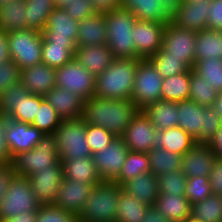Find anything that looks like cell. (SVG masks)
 <instances>
[{"instance_id": "1", "label": "cell", "mask_w": 222, "mask_h": 222, "mask_svg": "<svg viewBox=\"0 0 222 222\" xmlns=\"http://www.w3.org/2000/svg\"><path fill=\"white\" fill-rule=\"evenodd\" d=\"M138 111L132 100L93 96L83 102L81 119L86 124L103 127L114 136L121 137Z\"/></svg>"}, {"instance_id": "2", "label": "cell", "mask_w": 222, "mask_h": 222, "mask_svg": "<svg viewBox=\"0 0 222 222\" xmlns=\"http://www.w3.org/2000/svg\"><path fill=\"white\" fill-rule=\"evenodd\" d=\"M141 58H115L111 65L96 76L95 95L103 99L131 100L135 73Z\"/></svg>"}, {"instance_id": "3", "label": "cell", "mask_w": 222, "mask_h": 222, "mask_svg": "<svg viewBox=\"0 0 222 222\" xmlns=\"http://www.w3.org/2000/svg\"><path fill=\"white\" fill-rule=\"evenodd\" d=\"M122 186L116 182L102 181L91 189L78 222H116Z\"/></svg>"}, {"instance_id": "4", "label": "cell", "mask_w": 222, "mask_h": 222, "mask_svg": "<svg viewBox=\"0 0 222 222\" xmlns=\"http://www.w3.org/2000/svg\"><path fill=\"white\" fill-rule=\"evenodd\" d=\"M136 17L124 7L105 14L107 46L114 58L135 59V44L132 36Z\"/></svg>"}, {"instance_id": "5", "label": "cell", "mask_w": 222, "mask_h": 222, "mask_svg": "<svg viewBox=\"0 0 222 222\" xmlns=\"http://www.w3.org/2000/svg\"><path fill=\"white\" fill-rule=\"evenodd\" d=\"M59 161L55 136L45 134L36 147L14 155L10 166L15 175L29 177Z\"/></svg>"}, {"instance_id": "6", "label": "cell", "mask_w": 222, "mask_h": 222, "mask_svg": "<svg viewBox=\"0 0 222 222\" xmlns=\"http://www.w3.org/2000/svg\"><path fill=\"white\" fill-rule=\"evenodd\" d=\"M53 135L60 161L92 156L86 137V123L81 118L63 119Z\"/></svg>"}, {"instance_id": "7", "label": "cell", "mask_w": 222, "mask_h": 222, "mask_svg": "<svg viewBox=\"0 0 222 222\" xmlns=\"http://www.w3.org/2000/svg\"><path fill=\"white\" fill-rule=\"evenodd\" d=\"M10 60L20 70L42 63V32L33 29H22L6 33Z\"/></svg>"}, {"instance_id": "8", "label": "cell", "mask_w": 222, "mask_h": 222, "mask_svg": "<svg viewBox=\"0 0 222 222\" xmlns=\"http://www.w3.org/2000/svg\"><path fill=\"white\" fill-rule=\"evenodd\" d=\"M40 207L41 204L34 195L28 177L14 174L0 203V222H5L18 213L39 211Z\"/></svg>"}, {"instance_id": "9", "label": "cell", "mask_w": 222, "mask_h": 222, "mask_svg": "<svg viewBox=\"0 0 222 222\" xmlns=\"http://www.w3.org/2000/svg\"><path fill=\"white\" fill-rule=\"evenodd\" d=\"M163 79L148 59H141L138 62L131 100L139 110L161 100Z\"/></svg>"}, {"instance_id": "10", "label": "cell", "mask_w": 222, "mask_h": 222, "mask_svg": "<svg viewBox=\"0 0 222 222\" xmlns=\"http://www.w3.org/2000/svg\"><path fill=\"white\" fill-rule=\"evenodd\" d=\"M96 76L75 58L56 69V86L77 94L84 101L95 95Z\"/></svg>"}, {"instance_id": "11", "label": "cell", "mask_w": 222, "mask_h": 222, "mask_svg": "<svg viewBox=\"0 0 222 222\" xmlns=\"http://www.w3.org/2000/svg\"><path fill=\"white\" fill-rule=\"evenodd\" d=\"M196 35V31L179 28L170 21L165 26L160 50L168 57L183 58L193 68Z\"/></svg>"}, {"instance_id": "12", "label": "cell", "mask_w": 222, "mask_h": 222, "mask_svg": "<svg viewBox=\"0 0 222 222\" xmlns=\"http://www.w3.org/2000/svg\"><path fill=\"white\" fill-rule=\"evenodd\" d=\"M129 150L121 137H115L105 149L92 155L102 181L114 182L119 176Z\"/></svg>"}, {"instance_id": "13", "label": "cell", "mask_w": 222, "mask_h": 222, "mask_svg": "<svg viewBox=\"0 0 222 222\" xmlns=\"http://www.w3.org/2000/svg\"><path fill=\"white\" fill-rule=\"evenodd\" d=\"M79 21L72 19L64 8L56 7L49 15L42 31L43 42L76 45Z\"/></svg>"}, {"instance_id": "14", "label": "cell", "mask_w": 222, "mask_h": 222, "mask_svg": "<svg viewBox=\"0 0 222 222\" xmlns=\"http://www.w3.org/2000/svg\"><path fill=\"white\" fill-rule=\"evenodd\" d=\"M157 129L139 110L121 136L129 151L148 153L155 147Z\"/></svg>"}, {"instance_id": "15", "label": "cell", "mask_w": 222, "mask_h": 222, "mask_svg": "<svg viewBox=\"0 0 222 222\" xmlns=\"http://www.w3.org/2000/svg\"><path fill=\"white\" fill-rule=\"evenodd\" d=\"M210 0L180 1L171 10V22L179 28L202 31L207 29Z\"/></svg>"}, {"instance_id": "16", "label": "cell", "mask_w": 222, "mask_h": 222, "mask_svg": "<svg viewBox=\"0 0 222 222\" xmlns=\"http://www.w3.org/2000/svg\"><path fill=\"white\" fill-rule=\"evenodd\" d=\"M166 24L136 20L132 36L135 44V58L148 59L162 47Z\"/></svg>"}, {"instance_id": "17", "label": "cell", "mask_w": 222, "mask_h": 222, "mask_svg": "<svg viewBox=\"0 0 222 222\" xmlns=\"http://www.w3.org/2000/svg\"><path fill=\"white\" fill-rule=\"evenodd\" d=\"M4 135L10 155L13 157L18 153L29 151L36 147L45 134L29 123L5 117Z\"/></svg>"}, {"instance_id": "18", "label": "cell", "mask_w": 222, "mask_h": 222, "mask_svg": "<svg viewBox=\"0 0 222 222\" xmlns=\"http://www.w3.org/2000/svg\"><path fill=\"white\" fill-rule=\"evenodd\" d=\"M62 163L51 165L28 177L34 195L41 205H53L63 180Z\"/></svg>"}, {"instance_id": "19", "label": "cell", "mask_w": 222, "mask_h": 222, "mask_svg": "<svg viewBox=\"0 0 222 222\" xmlns=\"http://www.w3.org/2000/svg\"><path fill=\"white\" fill-rule=\"evenodd\" d=\"M217 157L209 143H195L182 155L181 171L187 178L209 177Z\"/></svg>"}, {"instance_id": "20", "label": "cell", "mask_w": 222, "mask_h": 222, "mask_svg": "<svg viewBox=\"0 0 222 222\" xmlns=\"http://www.w3.org/2000/svg\"><path fill=\"white\" fill-rule=\"evenodd\" d=\"M96 185L98 184H85L63 178L53 205L78 216L90 196L91 189Z\"/></svg>"}, {"instance_id": "21", "label": "cell", "mask_w": 222, "mask_h": 222, "mask_svg": "<svg viewBox=\"0 0 222 222\" xmlns=\"http://www.w3.org/2000/svg\"><path fill=\"white\" fill-rule=\"evenodd\" d=\"M178 116V127L194 138L197 143H205L206 115L204 114V106L190 99L179 101Z\"/></svg>"}, {"instance_id": "22", "label": "cell", "mask_w": 222, "mask_h": 222, "mask_svg": "<svg viewBox=\"0 0 222 222\" xmlns=\"http://www.w3.org/2000/svg\"><path fill=\"white\" fill-rule=\"evenodd\" d=\"M20 81L29 93L45 96L56 87V69L43 63L34 65L20 70Z\"/></svg>"}, {"instance_id": "23", "label": "cell", "mask_w": 222, "mask_h": 222, "mask_svg": "<svg viewBox=\"0 0 222 222\" xmlns=\"http://www.w3.org/2000/svg\"><path fill=\"white\" fill-rule=\"evenodd\" d=\"M44 99L62 119L81 118L84 100L77 94L56 86L44 96Z\"/></svg>"}, {"instance_id": "24", "label": "cell", "mask_w": 222, "mask_h": 222, "mask_svg": "<svg viewBox=\"0 0 222 222\" xmlns=\"http://www.w3.org/2000/svg\"><path fill=\"white\" fill-rule=\"evenodd\" d=\"M74 58L95 76L107 69L115 59L107 45L76 46Z\"/></svg>"}, {"instance_id": "25", "label": "cell", "mask_w": 222, "mask_h": 222, "mask_svg": "<svg viewBox=\"0 0 222 222\" xmlns=\"http://www.w3.org/2000/svg\"><path fill=\"white\" fill-rule=\"evenodd\" d=\"M122 7L129 9L137 20L168 24L171 9L161 0H121Z\"/></svg>"}, {"instance_id": "26", "label": "cell", "mask_w": 222, "mask_h": 222, "mask_svg": "<svg viewBox=\"0 0 222 222\" xmlns=\"http://www.w3.org/2000/svg\"><path fill=\"white\" fill-rule=\"evenodd\" d=\"M107 44L105 14L95 13L79 21L76 46H100Z\"/></svg>"}, {"instance_id": "27", "label": "cell", "mask_w": 222, "mask_h": 222, "mask_svg": "<svg viewBox=\"0 0 222 222\" xmlns=\"http://www.w3.org/2000/svg\"><path fill=\"white\" fill-rule=\"evenodd\" d=\"M121 186L123 191L148 206H154L159 195L158 177L152 172L135 176Z\"/></svg>"}, {"instance_id": "28", "label": "cell", "mask_w": 222, "mask_h": 222, "mask_svg": "<svg viewBox=\"0 0 222 222\" xmlns=\"http://www.w3.org/2000/svg\"><path fill=\"white\" fill-rule=\"evenodd\" d=\"M157 130L178 127V102L158 100L142 109Z\"/></svg>"}, {"instance_id": "29", "label": "cell", "mask_w": 222, "mask_h": 222, "mask_svg": "<svg viewBox=\"0 0 222 222\" xmlns=\"http://www.w3.org/2000/svg\"><path fill=\"white\" fill-rule=\"evenodd\" d=\"M60 162L62 163L64 179L85 184H99L102 182L92 156Z\"/></svg>"}, {"instance_id": "30", "label": "cell", "mask_w": 222, "mask_h": 222, "mask_svg": "<svg viewBox=\"0 0 222 222\" xmlns=\"http://www.w3.org/2000/svg\"><path fill=\"white\" fill-rule=\"evenodd\" d=\"M22 29H27L25 0L0 3V31L9 33Z\"/></svg>"}, {"instance_id": "31", "label": "cell", "mask_w": 222, "mask_h": 222, "mask_svg": "<svg viewBox=\"0 0 222 222\" xmlns=\"http://www.w3.org/2000/svg\"><path fill=\"white\" fill-rule=\"evenodd\" d=\"M154 206L171 222H183L191 217V203L185 195L159 194Z\"/></svg>"}, {"instance_id": "32", "label": "cell", "mask_w": 222, "mask_h": 222, "mask_svg": "<svg viewBox=\"0 0 222 222\" xmlns=\"http://www.w3.org/2000/svg\"><path fill=\"white\" fill-rule=\"evenodd\" d=\"M195 143V139L180 127L157 130L155 139V147L175 152L181 156Z\"/></svg>"}, {"instance_id": "33", "label": "cell", "mask_w": 222, "mask_h": 222, "mask_svg": "<svg viewBox=\"0 0 222 222\" xmlns=\"http://www.w3.org/2000/svg\"><path fill=\"white\" fill-rule=\"evenodd\" d=\"M204 59H222V31L205 29L197 32L195 62Z\"/></svg>"}, {"instance_id": "34", "label": "cell", "mask_w": 222, "mask_h": 222, "mask_svg": "<svg viewBox=\"0 0 222 222\" xmlns=\"http://www.w3.org/2000/svg\"><path fill=\"white\" fill-rule=\"evenodd\" d=\"M149 168L156 177L181 170L182 156L160 147H154L148 152Z\"/></svg>"}, {"instance_id": "35", "label": "cell", "mask_w": 222, "mask_h": 222, "mask_svg": "<svg viewBox=\"0 0 222 222\" xmlns=\"http://www.w3.org/2000/svg\"><path fill=\"white\" fill-rule=\"evenodd\" d=\"M190 70L163 79L161 100L179 102L189 99Z\"/></svg>"}, {"instance_id": "36", "label": "cell", "mask_w": 222, "mask_h": 222, "mask_svg": "<svg viewBox=\"0 0 222 222\" xmlns=\"http://www.w3.org/2000/svg\"><path fill=\"white\" fill-rule=\"evenodd\" d=\"M148 208V205L122 191L117 206L116 222H141Z\"/></svg>"}, {"instance_id": "37", "label": "cell", "mask_w": 222, "mask_h": 222, "mask_svg": "<svg viewBox=\"0 0 222 222\" xmlns=\"http://www.w3.org/2000/svg\"><path fill=\"white\" fill-rule=\"evenodd\" d=\"M191 217L203 222H222V197L212 194L191 204Z\"/></svg>"}, {"instance_id": "38", "label": "cell", "mask_w": 222, "mask_h": 222, "mask_svg": "<svg viewBox=\"0 0 222 222\" xmlns=\"http://www.w3.org/2000/svg\"><path fill=\"white\" fill-rule=\"evenodd\" d=\"M76 45L42 44V63L54 69L60 68L74 58Z\"/></svg>"}, {"instance_id": "39", "label": "cell", "mask_w": 222, "mask_h": 222, "mask_svg": "<svg viewBox=\"0 0 222 222\" xmlns=\"http://www.w3.org/2000/svg\"><path fill=\"white\" fill-rule=\"evenodd\" d=\"M149 163L148 153L129 151L121 168L120 176L114 182L121 186L135 176L149 173Z\"/></svg>"}, {"instance_id": "40", "label": "cell", "mask_w": 222, "mask_h": 222, "mask_svg": "<svg viewBox=\"0 0 222 222\" xmlns=\"http://www.w3.org/2000/svg\"><path fill=\"white\" fill-rule=\"evenodd\" d=\"M189 89V99L204 107L213 106L218 95L217 90L192 69L190 70Z\"/></svg>"}, {"instance_id": "41", "label": "cell", "mask_w": 222, "mask_h": 222, "mask_svg": "<svg viewBox=\"0 0 222 222\" xmlns=\"http://www.w3.org/2000/svg\"><path fill=\"white\" fill-rule=\"evenodd\" d=\"M148 60L155 66L163 78L182 74L192 69L183 58L168 57L161 50H158Z\"/></svg>"}, {"instance_id": "42", "label": "cell", "mask_w": 222, "mask_h": 222, "mask_svg": "<svg viewBox=\"0 0 222 222\" xmlns=\"http://www.w3.org/2000/svg\"><path fill=\"white\" fill-rule=\"evenodd\" d=\"M192 70L222 92V59H204L195 62Z\"/></svg>"}, {"instance_id": "43", "label": "cell", "mask_w": 222, "mask_h": 222, "mask_svg": "<svg viewBox=\"0 0 222 222\" xmlns=\"http://www.w3.org/2000/svg\"><path fill=\"white\" fill-rule=\"evenodd\" d=\"M63 119L56 110L44 99L40 103L37 115L31 125L42 131L44 134H54Z\"/></svg>"}, {"instance_id": "44", "label": "cell", "mask_w": 222, "mask_h": 222, "mask_svg": "<svg viewBox=\"0 0 222 222\" xmlns=\"http://www.w3.org/2000/svg\"><path fill=\"white\" fill-rule=\"evenodd\" d=\"M43 100L44 96L33 95L31 93L28 96H23V99L7 118L31 124Z\"/></svg>"}, {"instance_id": "45", "label": "cell", "mask_w": 222, "mask_h": 222, "mask_svg": "<svg viewBox=\"0 0 222 222\" xmlns=\"http://www.w3.org/2000/svg\"><path fill=\"white\" fill-rule=\"evenodd\" d=\"M186 184L187 177L181 170L158 176L159 194L185 195Z\"/></svg>"}, {"instance_id": "46", "label": "cell", "mask_w": 222, "mask_h": 222, "mask_svg": "<svg viewBox=\"0 0 222 222\" xmlns=\"http://www.w3.org/2000/svg\"><path fill=\"white\" fill-rule=\"evenodd\" d=\"M29 94L21 81L13 84L0 96V115L7 118L23 99V96H28Z\"/></svg>"}, {"instance_id": "47", "label": "cell", "mask_w": 222, "mask_h": 222, "mask_svg": "<svg viewBox=\"0 0 222 222\" xmlns=\"http://www.w3.org/2000/svg\"><path fill=\"white\" fill-rule=\"evenodd\" d=\"M211 195L212 192L208 177L187 178L185 196L191 204L202 201Z\"/></svg>"}, {"instance_id": "48", "label": "cell", "mask_w": 222, "mask_h": 222, "mask_svg": "<svg viewBox=\"0 0 222 222\" xmlns=\"http://www.w3.org/2000/svg\"><path fill=\"white\" fill-rule=\"evenodd\" d=\"M86 137L93 155L101 149H105L116 136L103 127L86 124Z\"/></svg>"}, {"instance_id": "49", "label": "cell", "mask_w": 222, "mask_h": 222, "mask_svg": "<svg viewBox=\"0 0 222 222\" xmlns=\"http://www.w3.org/2000/svg\"><path fill=\"white\" fill-rule=\"evenodd\" d=\"M36 222H78V216L54 205H41Z\"/></svg>"}, {"instance_id": "50", "label": "cell", "mask_w": 222, "mask_h": 222, "mask_svg": "<svg viewBox=\"0 0 222 222\" xmlns=\"http://www.w3.org/2000/svg\"><path fill=\"white\" fill-rule=\"evenodd\" d=\"M20 81V69L18 65L12 61H6L0 64V96L10 88L13 84Z\"/></svg>"}, {"instance_id": "51", "label": "cell", "mask_w": 222, "mask_h": 222, "mask_svg": "<svg viewBox=\"0 0 222 222\" xmlns=\"http://www.w3.org/2000/svg\"><path fill=\"white\" fill-rule=\"evenodd\" d=\"M50 12L46 8L26 6V25L27 29L42 32L46 27Z\"/></svg>"}, {"instance_id": "52", "label": "cell", "mask_w": 222, "mask_h": 222, "mask_svg": "<svg viewBox=\"0 0 222 222\" xmlns=\"http://www.w3.org/2000/svg\"><path fill=\"white\" fill-rule=\"evenodd\" d=\"M66 13L76 21H82L96 12L89 0H73L64 7Z\"/></svg>"}, {"instance_id": "53", "label": "cell", "mask_w": 222, "mask_h": 222, "mask_svg": "<svg viewBox=\"0 0 222 222\" xmlns=\"http://www.w3.org/2000/svg\"><path fill=\"white\" fill-rule=\"evenodd\" d=\"M204 114L206 115L205 143H210L222 126V119L215 113L212 106L204 107Z\"/></svg>"}, {"instance_id": "54", "label": "cell", "mask_w": 222, "mask_h": 222, "mask_svg": "<svg viewBox=\"0 0 222 222\" xmlns=\"http://www.w3.org/2000/svg\"><path fill=\"white\" fill-rule=\"evenodd\" d=\"M207 29L222 31V0H210Z\"/></svg>"}, {"instance_id": "55", "label": "cell", "mask_w": 222, "mask_h": 222, "mask_svg": "<svg viewBox=\"0 0 222 222\" xmlns=\"http://www.w3.org/2000/svg\"><path fill=\"white\" fill-rule=\"evenodd\" d=\"M208 178L212 194L222 195V158L217 157Z\"/></svg>"}, {"instance_id": "56", "label": "cell", "mask_w": 222, "mask_h": 222, "mask_svg": "<svg viewBox=\"0 0 222 222\" xmlns=\"http://www.w3.org/2000/svg\"><path fill=\"white\" fill-rule=\"evenodd\" d=\"M98 14H107L122 6L121 0H89Z\"/></svg>"}, {"instance_id": "57", "label": "cell", "mask_w": 222, "mask_h": 222, "mask_svg": "<svg viewBox=\"0 0 222 222\" xmlns=\"http://www.w3.org/2000/svg\"><path fill=\"white\" fill-rule=\"evenodd\" d=\"M14 176L10 164L0 163V203L8 190L9 181Z\"/></svg>"}, {"instance_id": "58", "label": "cell", "mask_w": 222, "mask_h": 222, "mask_svg": "<svg viewBox=\"0 0 222 222\" xmlns=\"http://www.w3.org/2000/svg\"><path fill=\"white\" fill-rule=\"evenodd\" d=\"M5 117L0 115V163L10 164L12 157L5 140Z\"/></svg>"}, {"instance_id": "59", "label": "cell", "mask_w": 222, "mask_h": 222, "mask_svg": "<svg viewBox=\"0 0 222 222\" xmlns=\"http://www.w3.org/2000/svg\"><path fill=\"white\" fill-rule=\"evenodd\" d=\"M141 222H171L155 206H149L144 219Z\"/></svg>"}, {"instance_id": "60", "label": "cell", "mask_w": 222, "mask_h": 222, "mask_svg": "<svg viewBox=\"0 0 222 222\" xmlns=\"http://www.w3.org/2000/svg\"><path fill=\"white\" fill-rule=\"evenodd\" d=\"M10 60L6 33L0 31V64Z\"/></svg>"}, {"instance_id": "61", "label": "cell", "mask_w": 222, "mask_h": 222, "mask_svg": "<svg viewBox=\"0 0 222 222\" xmlns=\"http://www.w3.org/2000/svg\"><path fill=\"white\" fill-rule=\"evenodd\" d=\"M216 157L222 158V126L209 143Z\"/></svg>"}, {"instance_id": "62", "label": "cell", "mask_w": 222, "mask_h": 222, "mask_svg": "<svg viewBox=\"0 0 222 222\" xmlns=\"http://www.w3.org/2000/svg\"><path fill=\"white\" fill-rule=\"evenodd\" d=\"M38 211H27L26 213H18L15 217H11L5 222H36Z\"/></svg>"}, {"instance_id": "63", "label": "cell", "mask_w": 222, "mask_h": 222, "mask_svg": "<svg viewBox=\"0 0 222 222\" xmlns=\"http://www.w3.org/2000/svg\"><path fill=\"white\" fill-rule=\"evenodd\" d=\"M26 6L46 8L50 13L56 8L53 0H25Z\"/></svg>"}, {"instance_id": "64", "label": "cell", "mask_w": 222, "mask_h": 222, "mask_svg": "<svg viewBox=\"0 0 222 222\" xmlns=\"http://www.w3.org/2000/svg\"><path fill=\"white\" fill-rule=\"evenodd\" d=\"M212 107L215 110V113L222 119V92H218Z\"/></svg>"}, {"instance_id": "65", "label": "cell", "mask_w": 222, "mask_h": 222, "mask_svg": "<svg viewBox=\"0 0 222 222\" xmlns=\"http://www.w3.org/2000/svg\"><path fill=\"white\" fill-rule=\"evenodd\" d=\"M56 7L64 8L70 4L73 0H53Z\"/></svg>"}, {"instance_id": "66", "label": "cell", "mask_w": 222, "mask_h": 222, "mask_svg": "<svg viewBox=\"0 0 222 222\" xmlns=\"http://www.w3.org/2000/svg\"><path fill=\"white\" fill-rule=\"evenodd\" d=\"M171 10L182 0H161Z\"/></svg>"}, {"instance_id": "67", "label": "cell", "mask_w": 222, "mask_h": 222, "mask_svg": "<svg viewBox=\"0 0 222 222\" xmlns=\"http://www.w3.org/2000/svg\"><path fill=\"white\" fill-rule=\"evenodd\" d=\"M183 222H203V221H199V220L193 219L192 217H189L185 219Z\"/></svg>"}, {"instance_id": "68", "label": "cell", "mask_w": 222, "mask_h": 222, "mask_svg": "<svg viewBox=\"0 0 222 222\" xmlns=\"http://www.w3.org/2000/svg\"><path fill=\"white\" fill-rule=\"evenodd\" d=\"M182 1H191V2H196L197 0H182Z\"/></svg>"}, {"instance_id": "69", "label": "cell", "mask_w": 222, "mask_h": 222, "mask_svg": "<svg viewBox=\"0 0 222 222\" xmlns=\"http://www.w3.org/2000/svg\"><path fill=\"white\" fill-rule=\"evenodd\" d=\"M6 1H8V0H0V3H2V2H6Z\"/></svg>"}]
</instances>
